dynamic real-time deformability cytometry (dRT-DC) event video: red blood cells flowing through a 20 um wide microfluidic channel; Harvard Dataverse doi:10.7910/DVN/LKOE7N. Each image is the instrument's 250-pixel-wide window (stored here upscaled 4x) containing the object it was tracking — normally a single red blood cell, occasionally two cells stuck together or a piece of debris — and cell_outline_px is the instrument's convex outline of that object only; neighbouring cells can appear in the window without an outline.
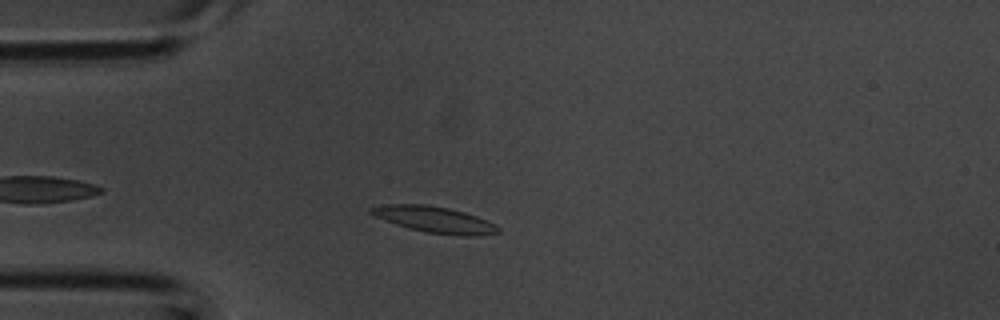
{"species": "common noctule bat (a hibernating species)", "species_latin": "Nyctalus noctula", "temperature_condition": "room temperature", "stored_images_in_passage": 32, "camera_frame_rate_fps": 3000, "um_per_image_px": 0.085, "animal": {"sex": "male", "body_mass_g": 20.1, "forearm_length_mm": 53.5}, "frame": {"image": 1, "passage_image": 5, "time_ms": 1.333, "image_size_px": [1000, 320], "cell_outline_px": [[500, 232], [472, 236], [460, 236], [428, 232], [408, 228], [396, 224], [376, 216], [368, 212], [368, 208], [384, 204], [428, 204], [448, 208], [464, 212], [476, 216], [496, 224], [500, 228]], "centroid_in_image_um": [36.94, 18.65], "position_along_channel_um": 48.1, "area_um2": 19.31}}
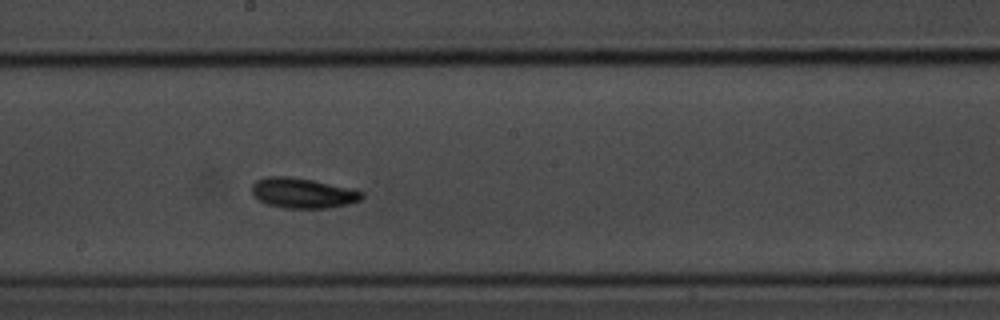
{"frame": {"image": 2, "passage_image": 17, "time_ms": 5.333, "image_size_px": [1000, 320], "cell_outline_px": [[364, 196], [360, 200], [348, 204], [332, 208], [284, 208], [268, 204], [260, 200], [252, 192], [252, 184], [256, 180], [268, 176], [284, 176], [312, 180], [348, 188], [364, 192]], "centroid_in_image_um": [25.74, 16.42], "position_along_channel_um": 222.5, "area_um2": 19.13}}
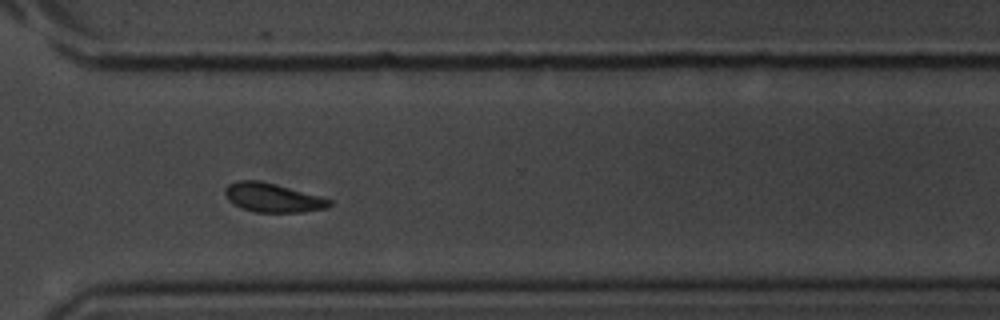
{"frame": {"image": 3, "passage_image": 25, "time_ms": 8.0, "image_size_px": [1000, 320], "cell_outline_px": [[332, 204], [328, 208], [304, 212], [256, 212], [240, 208], [228, 200], [224, 192], [224, 188], [228, 184], [236, 180], [256, 180], [288, 188], [332, 200]], "centroid_in_image_um": [23.13, 16.82], "position_along_channel_um": 347.5, "area_um2": 17.4}}